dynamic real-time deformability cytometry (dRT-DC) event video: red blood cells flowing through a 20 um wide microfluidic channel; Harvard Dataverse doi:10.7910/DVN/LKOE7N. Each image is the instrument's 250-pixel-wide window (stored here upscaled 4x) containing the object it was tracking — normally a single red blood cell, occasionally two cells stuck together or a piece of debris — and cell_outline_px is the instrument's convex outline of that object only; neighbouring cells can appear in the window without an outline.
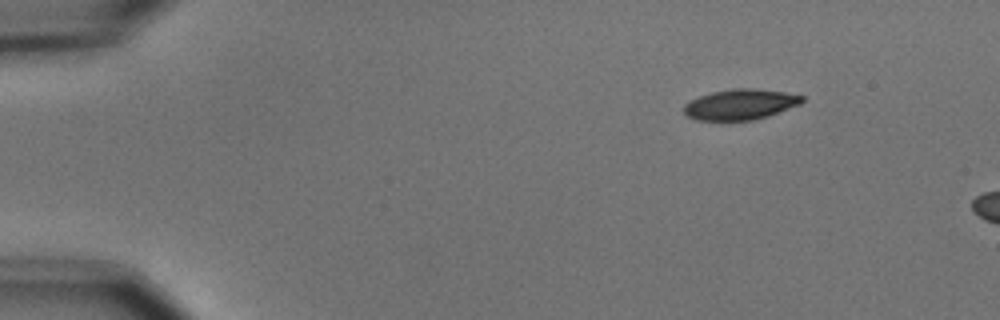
{"species": "common noctule bat (a hibernating species)", "species_latin": "Nyctalus noctula", "temperature_condition": "cold", "stored_images_in_passage": 3, "camera_frame_rate_fps": 3000, "um_per_image_px": 0.085, "animal": {"sex": "male", "body_mass_g": 15.6}, "frame": {"image": 1, "passage_image": 1, "time_ms": 0.0, "image_size_px": [1000, 320], "cell_outline_px": [[804, 100], [800, 104], [768, 116], [752, 120], [696, 120], [688, 116], [684, 112], [684, 104], [688, 100], [712, 92], [732, 88], [752, 88], [784, 92], [804, 96]], "centroid_in_image_um": [62.91, 8.87], "position_along_channel_um": 22.1, "area_um2": 20.98}}